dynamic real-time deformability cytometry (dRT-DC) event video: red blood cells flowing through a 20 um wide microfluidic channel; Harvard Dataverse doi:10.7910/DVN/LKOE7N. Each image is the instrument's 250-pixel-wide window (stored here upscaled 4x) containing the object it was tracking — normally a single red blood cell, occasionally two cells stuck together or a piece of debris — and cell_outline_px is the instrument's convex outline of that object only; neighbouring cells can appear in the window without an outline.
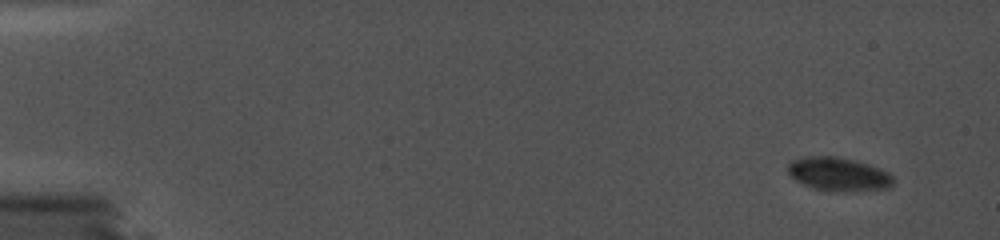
{"species": "common noctule bat (a hibernating species)", "species_latin": "Nyctalus noctula", "temperature_condition": "cold", "stored_images_in_passage": 8, "camera_frame_rate_fps": 5000, "um_per_image_px": 0.085, "animal": {"sex": "female", "body_mass_g": 19.0, "forearm_length_mm": 56.7}, "frame": {"image": 1, "passage_image": 2, "time_ms": 0.2, "image_size_px": [1000, 240], "cell_outline_px": [[896, 184], [840, 188], [820, 188], [800, 180], [792, 176], [788, 172], [788, 164], [792, 160], [804, 156], [836, 156], [868, 164], [880, 168], [896, 176]], "centroid_in_image_um": [71.24, 14.67], "position_along_channel_um": 13.8, "area_um2": 18.61}}
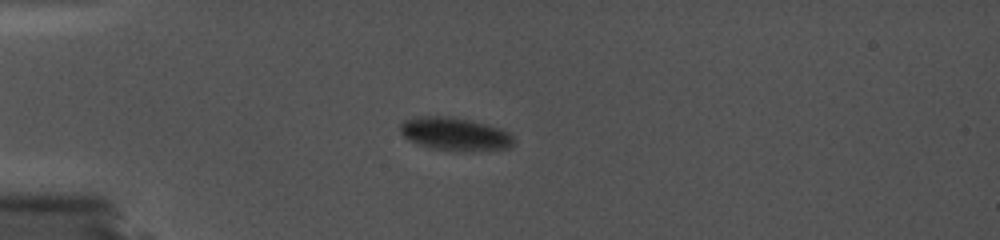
{"frame": {"image": 2, "passage_image": 6, "time_ms": 1.0, "image_size_px": [1000, 240], "cell_outline_px": [[512, 144], [504, 148], [440, 148], [424, 144], [412, 140], [404, 136], [400, 132], [400, 124], [404, 120], [412, 116], [452, 116], [472, 120], [504, 128], [512, 136]], "centroid_in_image_um": [38.64, 11.28], "position_along_channel_um": 46.4, "area_um2": 20.69}}